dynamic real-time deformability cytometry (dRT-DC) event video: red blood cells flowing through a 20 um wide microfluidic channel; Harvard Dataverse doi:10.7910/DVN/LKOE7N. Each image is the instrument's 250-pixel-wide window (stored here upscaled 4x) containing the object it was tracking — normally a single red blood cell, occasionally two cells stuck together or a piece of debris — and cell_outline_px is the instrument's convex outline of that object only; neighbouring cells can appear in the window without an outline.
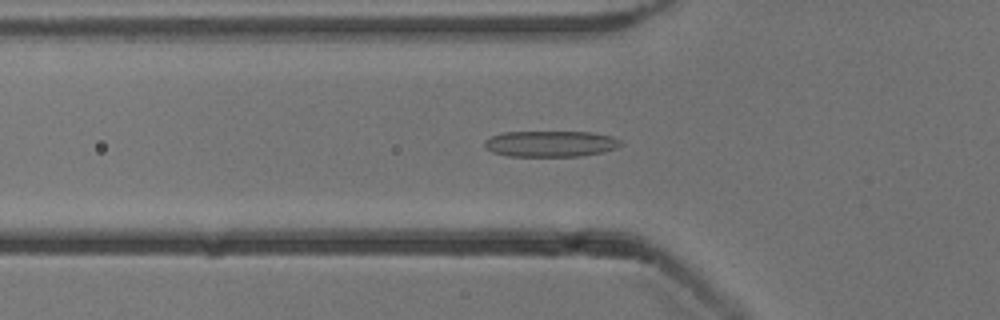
{"species": "common noctule bat (a hibernating species)", "species_latin": "Nyctalus noctula", "temperature_condition": "cold", "stored_images_in_passage": 47, "camera_frame_rate_fps": 3000, "um_per_image_px": 0.085, "animal": {"sex": "male", "body_mass_g": 13.3}, "frame": {"image": 1, "passage_image": 12, "time_ms": 3.667, "image_size_px": [1000, 320], "cell_outline_px": [[624, 144], [616, 148], [604, 152], [580, 156], [508, 156], [492, 152], [484, 144], [484, 140], [492, 136], [504, 132], [592, 132], [612, 136], [620, 140]], "centroid_in_image_um": [46.84, 12.22], "position_along_channel_um": 79.0, "area_um2": 20.69}}
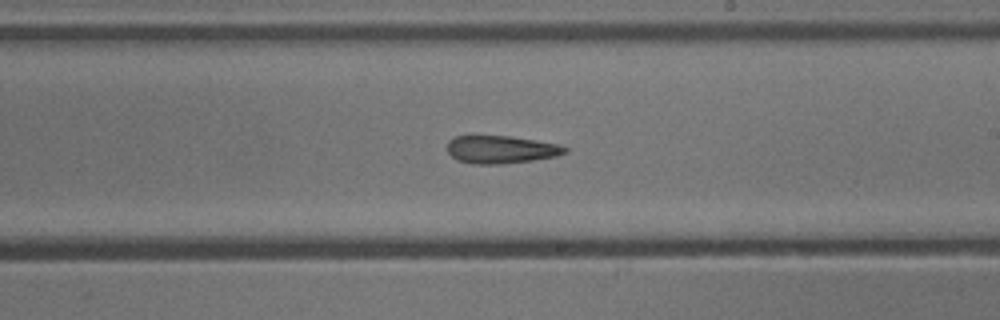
{"frame": {"image": 2, "passage_image": 25, "time_ms": 8.0, "image_size_px": [1000, 320], "cell_outline_px": [[568, 152], [556, 156], [532, 160], [504, 164], [472, 164], [456, 160], [448, 152], [448, 140], [456, 136], [508, 136], [560, 144], [568, 148]], "centroid_in_image_um": [42.59, 12.71], "position_along_channel_um": 246.4, "area_um2": 19.07}}
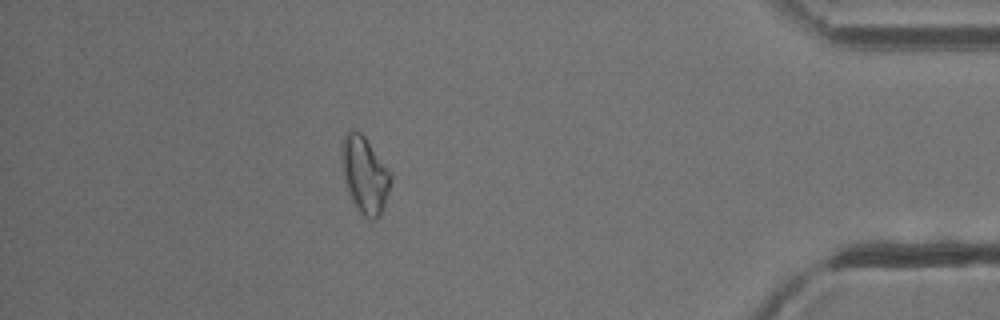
{"frame": {"image": 3, "passage_image": 41, "time_ms": 13.333, "image_size_px": [1000, 320], "cell_outline_px": [[392, 176], [388, 192], [380, 216], [376, 220], [368, 220], [360, 212], [352, 200], [348, 192], [344, 172], [344, 136], [352, 128], [360, 132], [364, 136], [392, 172]], "centroid_in_image_um": [31.07, 14.89], "position_along_channel_um": 404.1, "area_um2": 21.27}, "authors_computed_cell_mechanics": {"area_um2": 20.3456, "velocity_mm_per_s": 3.8477, "shape_relaxation_time_tau1_ms": null, "shape_relaxation_time_tau2_ms": 5.1146, "deformation_change_tau1": null, "deformation_change_tau2": 0.1658}}